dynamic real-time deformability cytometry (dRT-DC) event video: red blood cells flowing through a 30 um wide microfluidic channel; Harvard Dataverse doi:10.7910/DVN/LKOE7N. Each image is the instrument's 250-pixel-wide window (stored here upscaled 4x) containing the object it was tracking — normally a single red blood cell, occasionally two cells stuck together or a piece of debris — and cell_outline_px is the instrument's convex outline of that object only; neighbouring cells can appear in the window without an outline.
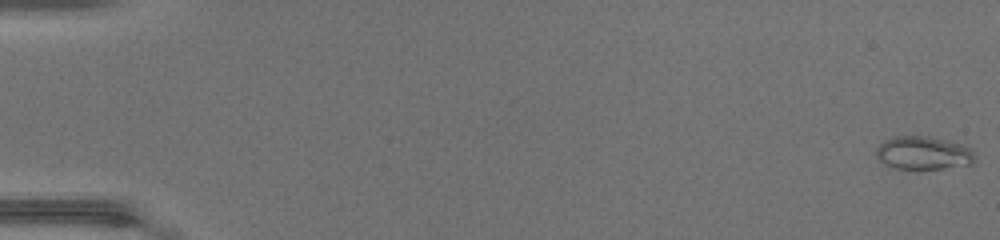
{"species": "common noctule bat (a hibernating species)", "species_latin": "Nyctalus noctula", "temperature_condition": "warm", "stored_images_in_passage": 48, "camera_frame_rate_fps": 3000, "um_per_image_px": 0.085, "animal": {"sex": "female", "body_mass_g": 17.0, "forearm_length_mm": 48.0}, "frame": {"image": 1, "passage_image": 1, "time_ms": 0.0, "image_size_px": [1000, 240], "cell_outline_px": [[976, 160], [972, 164], [944, 168], [892, 168], [876, 160], [876, 148], [884, 140], [896, 136], [928, 136], [960, 144], [968, 148], [976, 156]], "centroid_in_image_um": [78.44, 13.01], "position_along_channel_um": 6.6, "area_um2": 19.02}}
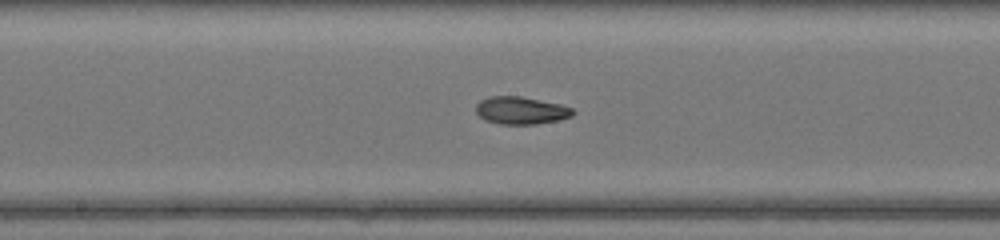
{"frame": {"image": 2, "passage_image": 27, "time_ms": 8.667, "image_size_px": [1000, 240], "cell_outline_px": [[576, 112], [572, 116], [556, 120], [536, 124], [500, 124], [484, 120], [476, 112], [476, 104], [480, 100], [488, 96], [520, 96], [560, 104], [572, 108]], "centroid_in_image_um": [44.26, 9.38], "position_along_channel_um": 203.9, "area_um2": 15.55}}
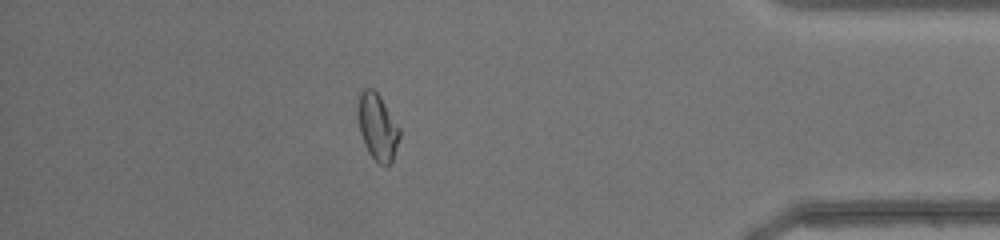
{"frame": {"image": 3, "passage_image": 43, "time_ms": 14.0, "image_size_px": [1000, 240], "cell_outline_px": [[400, 136], [392, 164], [380, 164], [368, 152], [364, 144], [360, 132], [356, 112], [356, 104], [360, 88], [372, 88], [380, 96], [400, 128]], "centroid_in_image_um": [32.05, 10.74], "position_along_channel_um": 403.1, "area_um2": 16.47}, "authors_computed_cell_mechanics": {"area_um2": 16.3574, "velocity_mm_per_s": 4.4278, "shape_relaxation_time_tau1_ms": 5.5217, "shape_relaxation_time_tau2_ms": 1.8171, "deformation_change_tau1": 0.1599, "deformation_change_tau2": 0.0538}}